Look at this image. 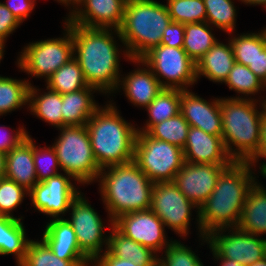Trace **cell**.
<instances>
[{
	"label": "cell",
	"instance_id": "cell-5",
	"mask_svg": "<svg viewBox=\"0 0 266 266\" xmlns=\"http://www.w3.org/2000/svg\"><path fill=\"white\" fill-rule=\"evenodd\" d=\"M171 22L166 5L155 0H127L122 25L114 31L126 46L128 59H141L161 44L163 32Z\"/></svg>",
	"mask_w": 266,
	"mask_h": 266
},
{
	"label": "cell",
	"instance_id": "cell-29",
	"mask_svg": "<svg viewBox=\"0 0 266 266\" xmlns=\"http://www.w3.org/2000/svg\"><path fill=\"white\" fill-rule=\"evenodd\" d=\"M209 28L207 22L184 24L183 49L195 63L218 41Z\"/></svg>",
	"mask_w": 266,
	"mask_h": 266
},
{
	"label": "cell",
	"instance_id": "cell-38",
	"mask_svg": "<svg viewBox=\"0 0 266 266\" xmlns=\"http://www.w3.org/2000/svg\"><path fill=\"white\" fill-rule=\"evenodd\" d=\"M229 89L241 94H255L266 85L259 79L248 66L235 63L225 82Z\"/></svg>",
	"mask_w": 266,
	"mask_h": 266
},
{
	"label": "cell",
	"instance_id": "cell-18",
	"mask_svg": "<svg viewBox=\"0 0 266 266\" xmlns=\"http://www.w3.org/2000/svg\"><path fill=\"white\" fill-rule=\"evenodd\" d=\"M180 113L190 126L222 136L220 99L209 103L189 90H181Z\"/></svg>",
	"mask_w": 266,
	"mask_h": 266
},
{
	"label": "cell",
	"instance_id": "cell-52",
	"mask_svg": "<svg viewBox=\"0 0 266 266\" xmlns=\"http://www.w3.org/2000/svg\"><path fill=\"white\" fill-rule=\"evenodd\" d=\"M58 2L60 1V3H64L65 5H68V4H73V7L75 4H77V6H80V2L82 0H57Z\"/></svg>",
	"mask_w": 266,
	"mask_h": 266
},
{
	"label": "cell",
	"instance_id": "cell-42",
	"mask_svg": "<svg viewBox=\"0 0 266 266\" xmlns=\"http://www.w3.org/2000/svg\"><path fill=\"white\" fill-rule=\"evenodd\" d=\"M184 36V24L172 21L163 32L161 44L183 48Z\"/></svg>",
	"mask_w": 266,
	"mask_h": 266
},
{
	"label": "cell",
	"instance_id": "cell-50",
	"mask_svg": "<svg viewBox=\"0 0 266 266\" xmlns=\"http://www.w3.org/2000/svg\"><path fill=\"white\" fill-rule=\"evenodd\" d=\"M5 157L6 154L0 151V179L5 177Z\"/></svg>",
	"mask_w": 266,
	"mask_h": 266
},
{
	"label": "cell",
	"instance_id": "cell-44",
	"mask_svg": "<svg viewBox=\"0 0 266 266\" xmlns=\"http://www.w3.org/2000/svg\"><path fill=\"white\" fill-rule=\"evenodd\" d=\"M34 2V0H8V4L4 3V5L22 23L33 10Z\"/></svg>",
	"mask_w": 266,
	"mask_h": 266
},
{
	"label": "cell",
	"instance_id": "cell-40",
	"mask_svg": "<svg viewBox=\"0 0 266 266\" xmlns=\"http://www.w3.org/2000/svg\"><path fill=\"white\" fill-rule=\"evenodd\" d=\"M164 259L158 261L160 266H203L198 256L185 247L181 242L176 240L171 241L170 245L165 250Z\"/></svg>",
	"mask_w": 266,
	"mask_h": 266
},
{
	"label": "cell",
	"instance_id": "cell-8",
	"mask_svg": "<svg viewBox=\"0 0 266 266\" xmlns=\"http://www.w3.org/2000/svg\"><path fill=\"white\" fill-rule=\"evenodd\" d=\"M133 161L153 183L174 181L185 163L183 149L146 132L137 133Z\"/></svg>",
	"mask_w": 266,
	"mask_h": 266
},
{
	"label": "cell",
	"instance_id": "cell-14",
	"mask_svg": "<svg viewBox=\"0 0 266 266\" xmlns=\"http://www.w3.org/2000/svg\"><path fill=\"white\" fill-rule=\"evenodd\" d=\"M113 226L124 236L155 253L171 243L165 241L164 223L151 209L123 214L113 221Z\"/></svg>",
	"mask_w": 266,
	"mask_h": 266
},
{
	"label": "cell",
	"instance_id": "cell-31",
	"mask_svg": "<svg viewBox=\"0 0 266 266\" xmlns=\"http://www.w3.org/2000/svg\"><path fill=\"white\" fill-rule=\"evenodd\" d=\"M181 90L163 88L155 99L146 107L149 113L146 127L138 132H147L153 125L180 113Z\"/></svg>",
	"mask_w": 266,
	"mask_h": 266
},
{
	"label": "cell",
	"instance_id": "cell-1",
	"mask_svg": "<svg viewBox=\"0 0 266 266\" xmlns=\"http://www.w3.org/2000/svg\"><path fill=\"white\" fill-rule=\"evenodd\" d=\"M251 166L233 161L221 172L213 192L197 211L202 238L211 231L239 225L248 191L256 181Z\"/></svg>",
	"mask_w": 266,
	"mask_h": 266
},
{
	"label": "cell",
	"instance_id": "cell-22",
	"mask_svg": "<svg viewBox=\"0 0 266 266\" xmlns=\"http://www.w3.org/2000/svg\"><path fill=\"white\" fill-rule=\"evenodd\" d=\"M235 63L230 41L228 45L217 41L196 63V78L202 75L213 82H225Z\"/></svg>",
	"mask_w": 266,
	"mask_h": 266
},
{
	"label": "cell",
	"instance_id": "cell-9",
	"mask_svg": "<svg viewBox=\"0 0 266 266\" xmlns=\"http://www.w3.org/2000/svg\"><path fill=\"white\" fill-rule=\"evenodd\" d=\"M130 60L149 67L163 88L187 90L185 86L197 82L196 63L183 48L160 44L141 59ZM160 76L167 81H161Z\"/></svg>",
	"mask_w": 266,
	"mask_h": 266
},
{
	"label": "cell",
	"instance_id": "cell-49",
	"mask_svg": "<svg viewBox=\"0 0 266 266\" xmlns=\"http://www.w3.org/2000/svg\"><path fill=\"white\" fill-rule=\"evenodd\" d=\"M212 254L214 255L215 259H218V260L220 259L222 261L220 264L221 266H244L232 259L219 258V256H217L214 252Z\"/></svg>",
	"mask_w": 266,
	"mask_h": 266
},
{
	"label": "cell",
	"instance_id": "cell-45",
	"mask_svg": "<svg viewBox=\"0 0 266 266\" xmlns=\"http://www.w3.org/2000/svg\"><path fill=\"white\" fill-rule=\"evenodd\" d=\"M0 151L7 154L11 149L16 147L22 140L27 137V133L24 128H18L19 130L15 133L14 136H8L7 134L2 133V127H0Z\"/></svg>",
	"mask_w": 266,
	"mask_h": 266
},
{
	"label": "cell",
	"instance_id": "cell-24",
	"mask_svg": "<svg viewBox=\"0 0 266 266\" xmlns=\"http://www.w3.org/2000/svg\"><path fill=\"white\" fill-rule=\"evenodd\" d=\"M97 90L88 86L78 91L62 94L63 127L86 125L95 111L99 108L93 101L92 91Z\"/></svg>",
	"mask_w": 266,
	"mask_h": 266
},
{
	"label": "cell",
	"instance_id": "cell-35",
	"mask_svg": "<svg viewBox=\"0 0 266 266\" xmlns=\"http://www.w3.org/2000/svg\"><path fill=\"white\" fill-rule=\"evenodd\" d=\"M235 62L248 66L266 47L263 32L243 34L230 40Z\"/></svg>",
	"mask_w": 266,
	"mask_h": 266
},
{
	"label": "cell",
	"instance_id": "cell-3",
	"mask_svg": "<svg viewBox=\"0 0 266 266\" xmlns=\"http://www.w3.org/2000/svg\"><path fill=\"white\" fill-rule=\"evenodd\" d=\"M106 168L108 173L103 172V168L98 178H101V196L109 212L111 225L123 214L151 208L154 183L134 161Z\"/></svg>",
	"mask_w": 266,
	"mask_h": 266
},
{
	"label": "cell",
	"instance_id": "cell-15",
	"mask_svg": "<svg viewBox=\"0 0 266 266\" xmlns=\"http://www.w3.org/2000/svg\"><path fill=\"white\" fill-rule=\"evenodd\" d=\"M57 174L38 182L30 191L34 207L45 215L58 219L71 207L73 200L80 194L70 181V175Z\"/></svg>",
	"mask_w": 266,
	"mask_h": 266
},
{
	"label": "cell",
	"instance_id": "cell-4",
	"mask_svg": "<svg viewBox=\"0 0 266 266\" xmlns=\"http://www.w3.org/2000/svg\"><path fill=\"white\" fill-rule=\"evenodd\" d=\"M93 154L103 169L134 160L138 129L120 117L112 104L99 107L86 123Z\"/></svg>",
	"mask_w": 266,
	"mask_h": 266
},
{
	"label": "cell",
	"instance_id": "cell-6",
	"mask_svg": "<svg viewBox=\"0 0 266 266\" xmlns=\"http://www.w3.org/2000/svg\"><path fill=\"white\" fill-rule=\"evenodd\" d=\"M248 99L239 96L220 99L223 145L233 161L248 162L259 149L264 113L255 109L254 99ZM232 144L237 148L233 149Z\"/></svg>",
	"mask_w": 266,
	"mask_h": 266
},
{
	"label": "cell",
	"instance_id": "cell-26",
	"mask_svg": "<svg viewBox=\"0 0 266 266\" xmlns=\"http://www.w3.org/2000/svg\"><path fill=\"white\" fill-rule=\"evenodd\" d=\"M108 237V250L114 257L129 259L137 266H157L155 252L120 233L113 225Z\"/></svg>",
	"mask_w": 266,
	"mask_h": 266
},
{
	"label": "cell",
	"instance_id": "cell-56",
	"mask_svg": "<svg viewBox=\"0 0 266 266\" xmlns=\"http://www.w3.org/2000/svg\"><path fill=\"white\" fill-rule=\"evenodd\" d=\"M262 32H263V35H264L265 41H266V29L264 31H262Z\"/></svg>",
	"mask_w": 266,
	"mask_h": 266
},
{
	"label": "cell",
	"instance_id": "cell-41",
	"mask_svg": "<svg viewBox=\"0 0 266 266\" xmlns=\"http://www.w3.org/2000/svg\"><path fill=\"white\" fill-rule=\"evenodd\" d=\"M33 142V159L38 182L45 181L58 174L60 167L54 147L38 149ZM45 163V164H44ZM49 167V168H48Z\"/></svg>",
	"mask_w": 266,
	"mask_h": 266
},
{
	"label": "cell",
	"instance_id": "cell-32",
	"mask_svg": "<svg viewBox=\"0 0 266 266\" xmlns=\"http://www.w3.org/2000/svg\"><path fill=\"white\" fill-rule=\"evenodd\" d=\"M88 262L93 263L91 260L60 259L43 240H30L24 260L18 266H88Z\"/></svg>",
	"mask_w": 266,
	"mask_h": 266
},
{
	"label": "cell",
	"instance_id": "cell-20",
	"mask_svg": "<svg viewBox=\"0 0 266 266\" xmlns=\"http://www.w3.org/2000/svg\"><path fill=\"white\" fill-rule=\"evenodd\" d=\"M5 177L28 192L38 183L33 159V139L29 135L6 154Z\"/></svg>",
	"mask_w": 266,
	"mask_h": 266
},
{
	"label": "cell",
	"instance_id": "cell-21",
	"mask_svg": "<svg viewBox=\"0 0 266 266\" xmlns=\"http://www.w3.org/2000/svg\"><path fill=\"white\" fill-rule=\"evenodd\" d=\"M42 240L63 260H90L79 248L76 233L67 219L58 218L46 225Z\"/></svg>",
	"mask_w": 266,
	"mask_h": 266
},
{
	"label": "cell",
	"instance_id": "cell-19",
	"mask_svg": "<svg viewBox=\"0 0 266 266\" xmlns=\"http://www.w3.org/2000/svg\"><path fill=\"white\" fill-rule=\"evenodd\" d=\"M183 152L187 163L230 165L233 162L225 150L222 136H214L192 126Z\"/></svg>",
	"mask_w": 266,
	"mask_h": 266
},
{
	"label": "cell",
	"instance_id": "cell-48",
	"mask_svg": "<svg viewBox=\"0 0 266 266\" xmlns=\"http://www.w3.org/2000/svg\"><path fill=\"white\" fill-rule=\"evenodd\" d=\"M266 158V115L263 114L260 123V144L257 153L248 161L251 165H255L258 158Z\"/></svg>",
	"mask_w": 266,
	"mask_h": 266
},
{
	"label": "cell",
	"instance_id": "cell-51",
	"mask_svg": "<svg viewBox=\"0 0 266 266\" xmlns=\"http://www.w3.org/2000/svg\"><path fill=\"white\" fill-rule=\"evenodd\" d=\"M242 2L246 4H258V5H264L266 7V0H241Z\"/></svg>",
	"mask_w": 266,
	"mask_h": 266
},
{
	"label": "cell",
	"instance_id": "cell-17",
	"mask_svg": "<svg viewBox=\"0 0 266 266\" xmlns=\"http://www.w3.org/2000/svg\"><path fill=\"white\" fill-rule=\"evenodd\" d=\"M127 0H82L84 9L76 7L70 13L69 22L88 28L119 29L123 22ZM78 9V10H77Z\"/></svg>",
	"mask_w": 266,
	"mask_h": 266
},
{
	"label": "cell",
	"instance_id": "cell-23",
	"mask_svg": "<svg viewBox=\"0 0 266 266\" xmlns=\"http://www.w3.org/2000/svg\"><path fill=\"white\" fill-rule=\"evenodd\" d=\"M149 69V70H148ZM121 85L127 98L134 105L147 107L163 89L162 85L152 73V70L137 69L122 79Z\"/></svg>",
	"mask_w": 266,
	"mask_h": 266
},
{
	"label": "cell",
	"instance_id": "cell-36",
	"mask_svg": "<svg viewBox=\"0 0 266 266\" xmlns=\"http://www.w3.org/2000/svg\"><path fill=\"white\" fill-rule=\"evenodd\" d=\"M206 7V22L232 34L235 29L236 9L231 0H203Z\"/></svg>",
	"mask_w": 266,
	"mask_h": 266
},
{
	"label": "cell",
	"instance_id": "cell-28",
	"mask_svg": "<svg viewBox=\"0 0 266 266\" xmlns=\"http://www.w3.org/2000/svg\"><path fill=\"white\" fill-rule=\"evenodd\" d=\"M44 95L38 96L37 89L29 86L28 102L31 112L40 119L50 123L57 128L63 127L62 94L51 89ZM38 97H37V96Z\"/></svg>",
	"mask_w": 266,
	"mask_h": 266
},
{
	"label": "cell",
	"instance_id": "cell-13",
	"mask_svg": "<svg viewBox=\"0 0 266 266\" xmlns=\"http://www.w3.org/2000/svg\"><path fill=\"white\" fill-rule=\"evenodd\" d=\"M79 194L71 203V220L80 250L92 261L102 252V243L108 247V237L103 238V222L98 213ZM104 240V241H103Z\"/></svg>",
	"mask_w": 266,
	"mask_h": 266
},
{
	"label": "cell",
	"instance_id": "cell-54",
	"mask_svg": "<svg viewBox=\"0 0 266 266\" xmlns=\"http://www.w3.org/2000/svg\"><path fill=\"white\" fill-rule=\"evenodd\" d=\"M4 41L0 40V60L3 58Z\"/></svg>",
	"mask_w": 266,
	"mask_h": 266
},
{
	"label": "cell",
	"instance_id": "cell-53",
	"mask_svg": "<svg viewBox=\"0 0 266 266\" xmlns=\"http://www.w3.org/2000/svg\"><path fill=\"white\" fill-rule=\"evenodd\" d=\"M250 266H266V256L263 257L262 259L258 260V261H255Z\"/></svg>",
	"mask_w": 266,
	"mask_h": 266
},
{
	"label": "cell",
	"instance_id": "cell-46",
	"mask_svg": "<svg viewBox=\"0 0 266 266\" xmlns=\"http://www.w3.org/2000/svg\"><path fill=\"white\" fill-rule=\"evenodd\" d=\"M93 266H137L129 259H120L114 257L108 250L97 256L94 260Z\"/></svg>",
	"mask_w": 266,
	"mask_h": 266
},
{
	"label": "cell",
	"instance_id": "cell-34",
	"mask_svg": "<svg viewBox=\"0 0 266 266\" xmlns=\"http://www.w3.org/2000/svg\"><path fill=\"white\" fill-rule=\"evenodd\" d=\"M30 85L25 80L0 76V115L27 104Z\"/></svg>",
	"mask_w": 266,
	"mask_h": 266
},
{
	"label": "cell",
	"instance_id": "cell-7",
	"mask_svg": "<svg viewBox=\"0 0 266 266\" xmlns=\"http://www.w3.org/2000/svg\"><path fill=\"white\" fill-rule=\"evenodd\" d=\"M59 129L61 133L53 147L62 170L81 184L98 179L101 168L95 160L86 125Z\"/></svg>",
	"mask_w": 266,
	"mask_h": 266
},
{
	"label": "cell",
	"instance_id": "cell-30",
	"mask_svg": "<svg viewBox=\"0 0 266 266\" xmlns=\"http://www.w3.org/2000/svg\"><path fill=\"white\" fill-rule=\"evenodd\" d=\"M46 82V88L60 94L78 91L89 86L80 64L74 57L55 71Z\"/></svg>",
	"mask_w": 266,
	"mask_h": 266
},
{
	"label": "cell",
	"instance_id": "cell-25",
	"mask_svg": "<svg viewBox=\"0 0 266 266\" xmlns=\"http://www.w3.org/2000/svg\"><path fill=\"white\" fill-rule=\"evenodd\" d=\"M237 227L257 236L266 233V190L257 182L248 191Z\"/></svg>",
	"mask_w": 266,
	"mask_h": 266
},
{
	"label": "cell",
	"instance_id": "cell-55",
	"mask_svg": "<svg viewBox=\"0 0 266 266\" xmlns=\"http://www.w3.org/2000/svg\"><path fill=\"white\" fill-rule=\"evenodd\" d=\"M263 106V113L266 115V100H264V103H262Z\"/></svg>",
	"mask_w": 266,
	"mask_h": 266
},
{
	"label": "cell",
	"instance_id": "cell-39",
	"mask_svg": "<svg viewBox=\"0 0 266 266\" xmlns=\"http://www.w3.org/2000/svg\"><path fill=\"white\" fill-rule=\"evenodd\" d=\"M24 192L29 194L25 188L15 181L2 177L0 179V214L13 217L11 211L23 202Z\"/></svg>",
	"mask_w": 266,
	"mask_h": 266
},
{
	"label": "cell",
	"instance_id": "cell-47",
	"mask_svg": "<svg viewBox=\"0 0 266 266\" xmlns=\"http://www.w3.org/2000/svg\"><path fill=\"white\" fill-rule=\"evenodd\" d=\"M248 68L266 85V47L258 53Z\"/></svg>",
	"mask_w": 266,
	"mask_h": 266
},
{
	"label": "cell",
	"instance_id": "cell-11",
	"mask_svg": "<svg viewBox=\"0 0 266 266\" xmlns=\"http://www.w3.org/2000/svg\"><path fill=\"white\" fill-rule=\"evenodd\" d=\"M231 229V235H223V228L211 231L203 238L219 258L232 259L244 266H250L266 256V239L258 238L257 235L238 227Z\"/></svg>",
	"mask_w": 266,
	"mask_h": 266
},
{
	"label": "cell",
	"instance_id": "cell-16",
	"mask_svg": "<svg viewBox=\"0 0 266 266\" xmlns=\"http://www.w3.org/2000/svg\"><path fill=\"white\" fill-rule=\"evenodd\" d=\"M228 166L185 162L173 182L199 209L216 187L221 172Z\"/></svg>",
	"mask_w": 266,
	"mask_h": 266
},
{
	"label": "cell",
	"instance_id": "cell-2",
	"mask_svg": "<svg viewBox=\"0 0 266 266\" xmlns=\"http://www.w3.org/2000/svg\"><path fill=\"white\" fill-rule=\"evenodd\" d=\"M65 24L72 32L76 52L73 57L80 64L88 85L103 93L118 89L120 51L110 33L112 28H88L68 20Z\"/></svg>",
	"mask_w": 266,
	"mask_h": 266
},
{
	"label": "cell",
	"instance_id": "cell-37",
	"mask_svg": "<svg viewBox=\"0 0 266 266\" xmlns=\"http://www.w3.org/2000/svg\"><path fill=\"white\" fill-rule=\"evenodd\" d=\"M166 5L173 22L181 24L206 22L203 0H168Z\"/></svg>",
	"mask_w": 266,
	"mask_h": 266
},
{
	"label": "cell",
	"instance_id": "cell-12",
	"mask_svg": "<svg viewBox=\"0 0 266 266\" xmlns=\"http://www.w3.org/2000/svg\"><path fill=\"white\" fill-rule=\"evenodd\" d=\"M197 207L179 190L173 181L154 182L151 210L176 234L186 236L191 209Z\"/></svg>",
	"mask_w": 266,
	"mask_h": 266
},
{
	"label": "cell",
	"instance_id": "cell-27",
	"mask_svg": "<svg viewBox=\"0 0 266 266\" xmlns=\"http://www.w3.org/2000/svg\"><path fill=\"white\" fill-rule=\"evenodd\" d=\"M21 218L2 216L0 218V255L15 254L19 265L26 255L30 240L26 239Z\"/></svg>",
	"mask_w": 266,
	"mask_h": 266
},
{
	"label": "cell",
	"instance_id": "cell-43",
	"mask_svg": "<svg viewBox=\"0 0 266 266\" xmlns=\"http://www.w3.org/2000/svg\"><path fill=\"white\" fill-rule=\"evenodd\" d=\"M20 23L4 3L0 2V40L5 41Z\"/></svg>",
	"mask_w": 266,
	"mask_h": 266
},
{
	"label": "cell",
	"instance_id": "cell-33",
	"mask_svg": "<svg viewBox=\"0 0 266 266\" xmlns=\"http://www.w3.org/2000/svg\"><path fill=\"white\" fill-rule=\"evenodd\" d=\"M189 129V123L181 113H178L176 116L153 125L146 133L152 138L166 141L183 149Z\"/></svg>",
	"mask_w": 266,
	"mask_h": 266
},
{
	"label": "cell",
	"instance_id": "cell-10",
	"mask_svg": "<svg viewBox=\"0 0 266 266\" xmlns=\"http://www.w3.org/2000/svg\"><path fill=\"white\" fill-rule=\"evenodd\" d=\"M66 28L63 38L47 39L28 44L20 58L18 66L33 77H46V80L74 56L72 32Z\"/></svg>",
	"mask_w": 266,
	"mask_h": 266
}]
</instances>
